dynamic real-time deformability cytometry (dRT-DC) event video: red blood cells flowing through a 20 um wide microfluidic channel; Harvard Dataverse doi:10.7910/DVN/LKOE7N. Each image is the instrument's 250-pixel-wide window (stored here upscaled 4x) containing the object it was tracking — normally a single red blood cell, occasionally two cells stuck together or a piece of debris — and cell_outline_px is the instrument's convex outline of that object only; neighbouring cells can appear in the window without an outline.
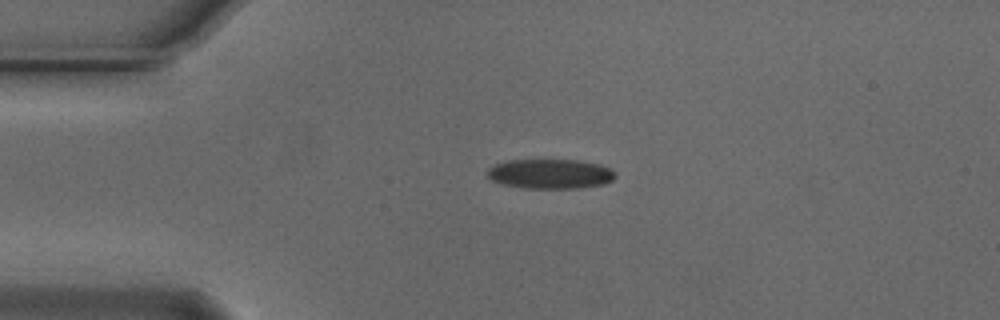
{"species": "Egyptian fruit bat (a non-hibernating species)", "species_latin": "Rousettus aegyptiacus", "temperature_condition": "cold", "stored_images_in_passage": 43, "camera_frame_rate_fps": 3000, "um_per_image_px": 0.085, "animal": {"sex": "male"}, "frame": {"image": 1, "passage_image": 1, "time_ms": 0.0, "image_size_px": [1000, 320], "cell_outline_px": [[616, 176], [612, 180], [604, 184], [580, 188], [524, 188], [500, 184], [492, 180], [488, 176], [488, 168], [496, 164], [508, 160], [576, 160], [600, 164], [616, 172]], "centroid_in_image_um": [46.78, 14.78], "position_along_channel_um": 38.2, "area_um2": 22.14}}
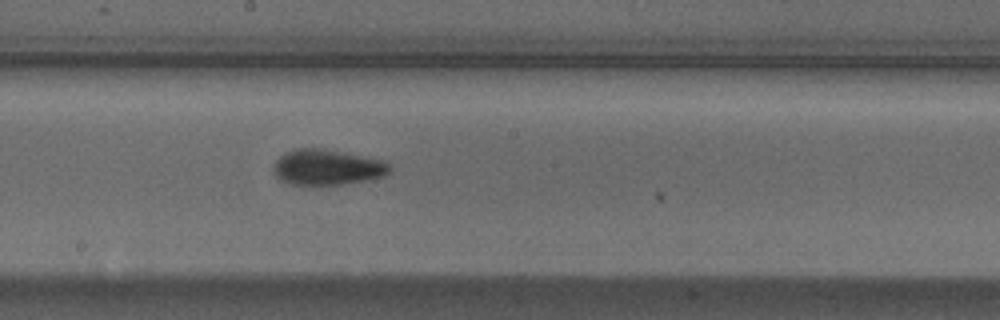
{"frame": {"image": 2, "passage_image": 18, "time_ms": 5.667, "image_size_px": [1000, 320], "cell_outline_px": [[392, 172], [384, 176], [364, 180], [340, 184], [312, 188], [288, 184], [280, 180], [276, 176], [272, 168], [276, 160], [284, 152], [292, 148], [324, 148], [384, 160], [392, 164]], "centroid_in_image_um": [27.78, 14.24], "position_along_channel_um": 220.4, "area_um2": 25.09}}
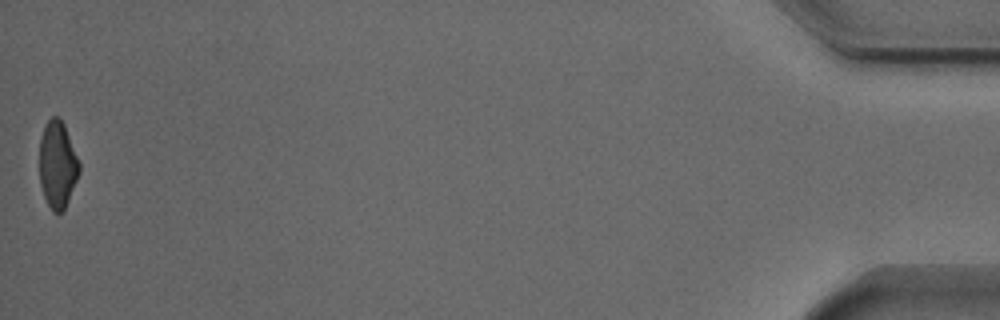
{"frame": {"image": 3, "passage_image": 43, "time_ms": 14.0, "image_size_px": [1000, 320], "cell_outline_px": [[80, 172], [68, 200], [64, 208], [60, 212], [52, 212], [44, 196], [40, 184], [40, 140], [44, 128], [48, 120], [52, 116], [60, 116], [64, 124], [80, 164]], "centroid_in_image_um": [4.89, 13.98], "position_along_channel_um": 430.3, "area_um2": 19.94}, "authors_computed_cell_mechanics": {"area_um2": 22.5998, "velocity_mm_per_s": 3.7477, "shape_relaxation_time_tau1_ms": 2.7314, "shape_relaxation_time_tau2_ms": 2.658, "deformation_change_tau1": 0.1215, "deformation_change_tau2": 0.0819}}